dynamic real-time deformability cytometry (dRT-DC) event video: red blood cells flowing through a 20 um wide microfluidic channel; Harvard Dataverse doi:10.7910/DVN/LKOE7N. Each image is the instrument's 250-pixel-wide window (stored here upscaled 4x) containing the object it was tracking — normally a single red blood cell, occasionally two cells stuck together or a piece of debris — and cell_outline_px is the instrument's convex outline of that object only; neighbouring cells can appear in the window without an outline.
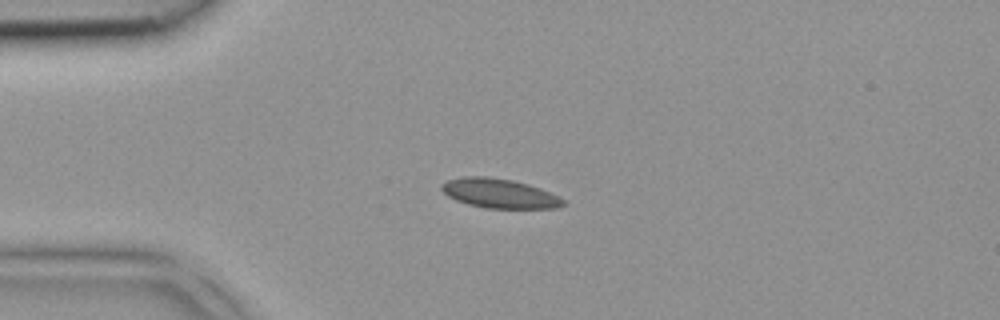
{"species": "common noctule bat (a hibernating species)", "species_latin": "Nyctalus noctula", "temperature_condition": "room temperature", "stored_images_in_passage": 33, "camera_frame_rate_fps": 3000, "um_per_image_px": 0.085, "animal": {"sex": "female", "body_mass_g": 18.4}, "frame": {"image": 1, "passage_image": 1, "time_ms": 0.0, "image_size_px": [1000, 320], "cell_outline_px": [[564, 204], [556, 208], [488, 208], [468, 204], [456, 200], [448, 196], [440, 188], [440, 184], [448, 180], [464, 176], [488, 176], [512, 180], [528, 184], [540, 188], [564, 200]], "centroid_in_image_um": [42.4, 16.43], "position_along_channel_um": 42.6, "area_um2": 20.63}}
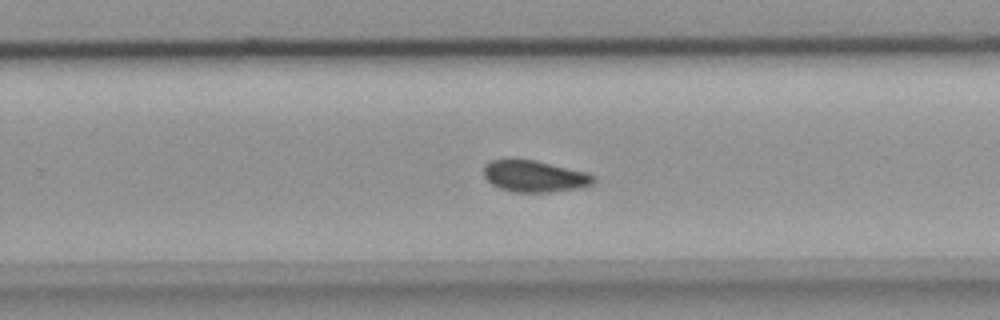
{"frame": {"image": 2, "passage_image": 18, "time_ms": 5.667, "image_size_px": [1000, 320], "cell_outline_px": [[596, 180], [592, 184], [576, 188], [548, 192], [516, 192], [500, 188], [492, 184], [484, 176], [484, 164], [488, 160], [508, 156], [532, 160], [588, 172], [596, 176]], "centroid_in_image_um": [45.37, 14.93], "position_along_channel_um": 284.4, "area_um2": 20.58}}
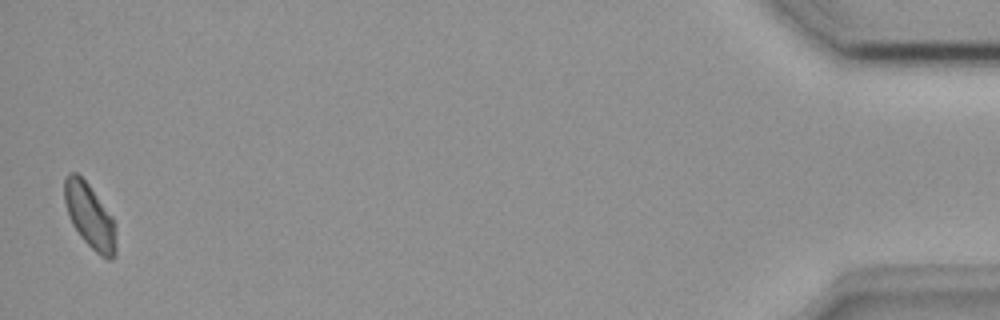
{"frame": {"image": 3, "passage_image": 33, "time_ms": 10.667, "image_size_px": [1000, 320], "cell_outline_px": [[116, 256], [112, 260], [108, 260], [100, 256], [80, 236], [72, 224], [68, 216], [64, 200], [64, 180], [68, 172], [76, 172], [88, 184], [112, 216], [116, 244]], "centroid_in_image_um": [7.61, 18.38], "position_along_channel_um": 427.6, "area_um2": 19.31}}